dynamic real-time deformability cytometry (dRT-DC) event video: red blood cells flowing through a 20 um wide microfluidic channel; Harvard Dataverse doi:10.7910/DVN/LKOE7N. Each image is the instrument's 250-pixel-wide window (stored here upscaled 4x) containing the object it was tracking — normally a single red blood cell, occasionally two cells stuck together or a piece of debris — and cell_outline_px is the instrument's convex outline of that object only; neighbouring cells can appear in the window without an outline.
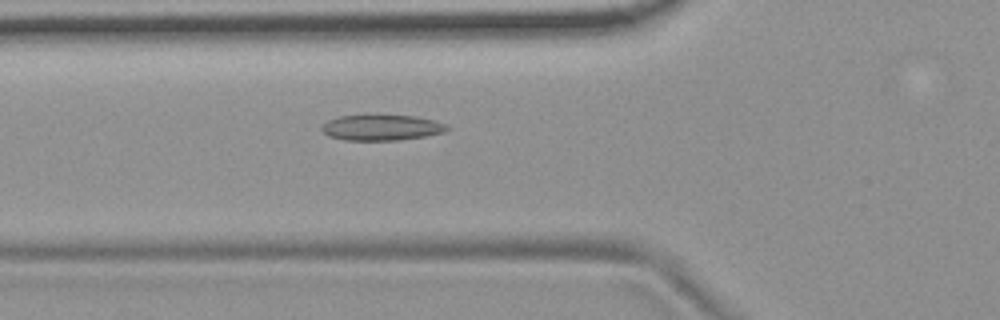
{"species": "common noctule bat (a hibernating species)", "species_latin": "Nyctalus noctula", "temperature_condition": "room temperature", "stored_images_in_passage": 51, "camera_frame_rate_fps": 3000, "um_per_image_px": 0.085, "animal": {"sex": "female", "body_mass_g": 19.9}, "frame": {"image": 1, "passage_image": 16, "time_ms": 5.0, "image_size_px": [1000, 320], "cell_outline_px": [[448, 128], [444, 132], [424, 136], [400, 140], [344, 140], [328, 136], [320, 128], [328, 120], [340, 116], [364, 112], [380, 112], [416, 116], [448, 124]], "centroid_in_image_um": [32.4, 10.78], "position_along_channel_um": 93.4, "area_um2": 19.77}}
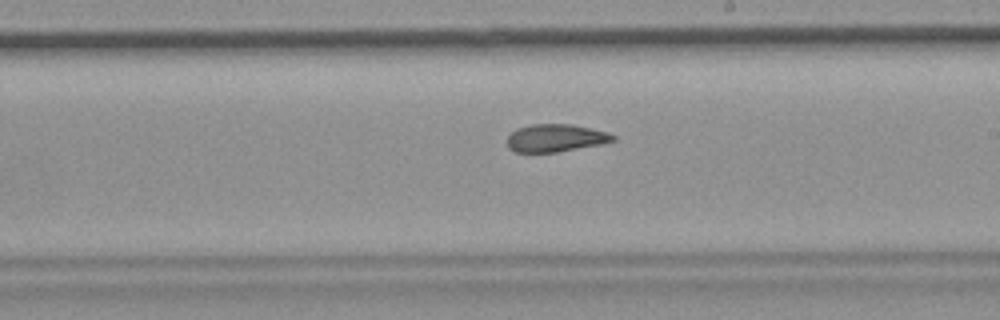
{"frame": {"image": 2, "passage_image": 28, "time_ms": 9.0, "image_size_px": [1000, 320], "cell_outline_px": [[616, 140], [600, 144], [556, 152], [516, 152], [508, 148], [508, 136], [516, 128], [532, 124], [572, 124], [608, 132], [616, 136]], "centroid_in_image_um": [47.22, 11.72], "position_along_channel_um": 241.8, "area_um2": 16.99}}
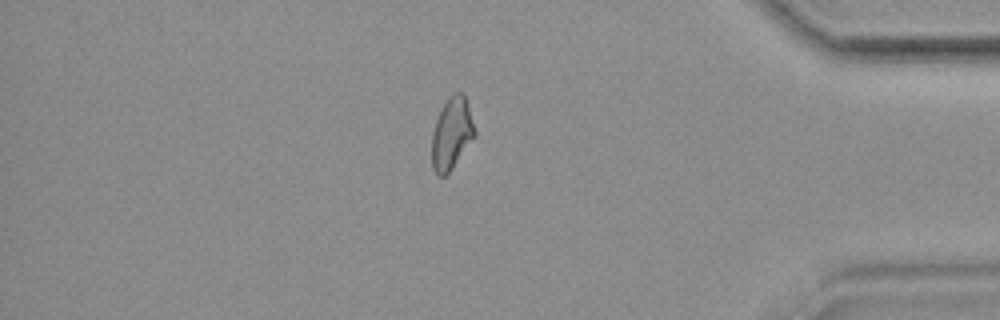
{"frame": {"image": 3, "passage_image": 43, "time_ms": 14.0, "image_size_px": [1000, 320], "cell_outline_px": [[476, 136], [452, 168], [444, 176], [436, 176], [432, 168], [432, 132], [440, 108], [448, 96], [452, 92], [460, 92], [464, 96], [468, 104], [476, 132]], "centroid_in_image_um": [38.38, 11.34], "position_along_channel_um": 396.8, "area_um2": 18.15}, "authors_computed_cell_mechanics": {"area_um2": 18.3226, "velocity_mm_per_s": 3.7083, "shape_relaxation_time_tau1_ms": null, "shape_relaxation_time_tau2_ms": 1.6586, "deformation_change_tau1": null, "deformation_change_tau2": 0.0771}}